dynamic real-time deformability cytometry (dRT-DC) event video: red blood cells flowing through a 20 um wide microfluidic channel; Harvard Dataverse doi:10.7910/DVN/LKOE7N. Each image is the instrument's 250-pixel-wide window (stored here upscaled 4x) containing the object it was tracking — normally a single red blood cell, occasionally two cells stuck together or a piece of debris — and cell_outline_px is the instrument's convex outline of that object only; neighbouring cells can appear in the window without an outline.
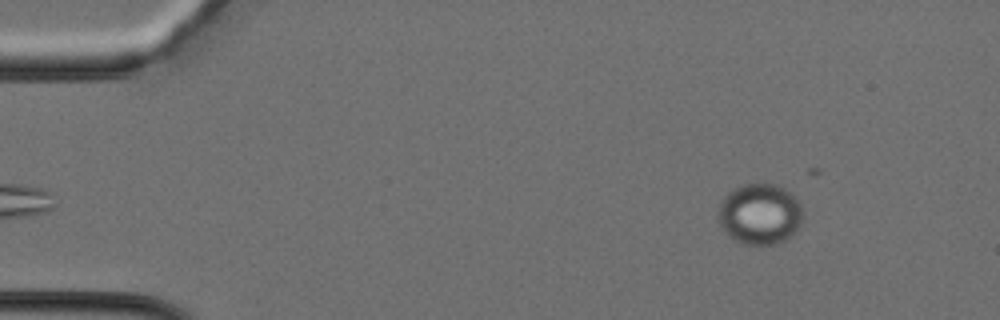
{"species": "Egyptian fruit bat (a non-hibernating species)", "species_latin": "Rousettus aegyptiacus", "temperature_condition": "cold", "stored_images_in_passage": 6, "camera_frame_rate_fps": 3000, "um_per_image_px": 0.085, "animal": {"sex": "female"}, "frame": {"image": 1, "passage_image": 1, "time_ms": 0.0, "image_size_px": [1000, 320], "cell_outline_px": [[804, 220], [800, 228], [792, 236], [780, 244], [740, 244], [728, 236], [720, 224], [716, 216], [716, 212], [724, 196], [732, 188], [744, 184], [776, 184], [784, 188], [800, 204], [804, 212]], "centroid_in_image_um": [64.59, 18.22], "position_along_channel_um": 20.4, "area_um2": 30.69}}